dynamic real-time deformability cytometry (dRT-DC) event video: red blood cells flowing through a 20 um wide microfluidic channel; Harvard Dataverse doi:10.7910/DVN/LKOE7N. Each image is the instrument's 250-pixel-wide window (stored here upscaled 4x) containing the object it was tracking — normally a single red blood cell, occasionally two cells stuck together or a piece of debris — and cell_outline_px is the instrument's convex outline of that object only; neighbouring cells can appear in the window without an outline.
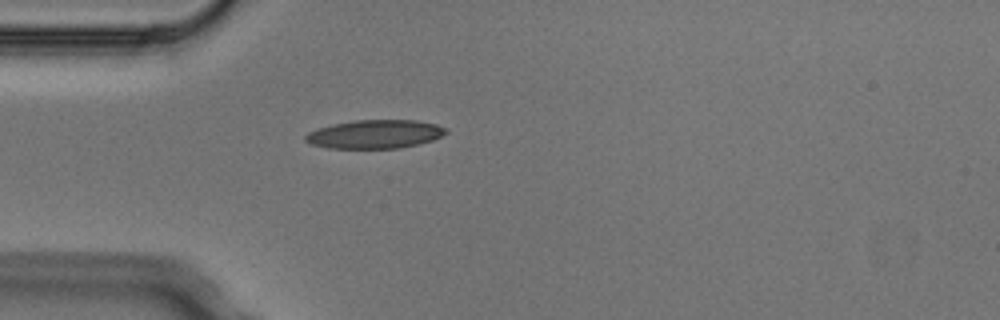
{"species": "Egyptian fruit bat (a non-hibernating species)", "species_latin": "Rousettus aegyptiacus", "temperature_condition": "cold", "stored_images_in_passage": 1, "camera_frame_rate_fps": 3000, "um_per_image_px": 0.085, "animal": {"sex": "male"}, "frame": {"image": 1, "passage_image": 1, "time_ms": 0.0, "image_size_px": [1000, 320], "cell_outline_px": [[448, 132], [432, 140], [400, 148], [328, 148], [312, 144], [304, 140], [304, 136], [308, 132], [316, 128], [332, 124], [356, 120], [416, 120], [436, 124], [448, 128]], "centroid_in_image_um": [31.85, 11.39], "position_along_channel_um": 53.1, "area_um2": 23.41}}